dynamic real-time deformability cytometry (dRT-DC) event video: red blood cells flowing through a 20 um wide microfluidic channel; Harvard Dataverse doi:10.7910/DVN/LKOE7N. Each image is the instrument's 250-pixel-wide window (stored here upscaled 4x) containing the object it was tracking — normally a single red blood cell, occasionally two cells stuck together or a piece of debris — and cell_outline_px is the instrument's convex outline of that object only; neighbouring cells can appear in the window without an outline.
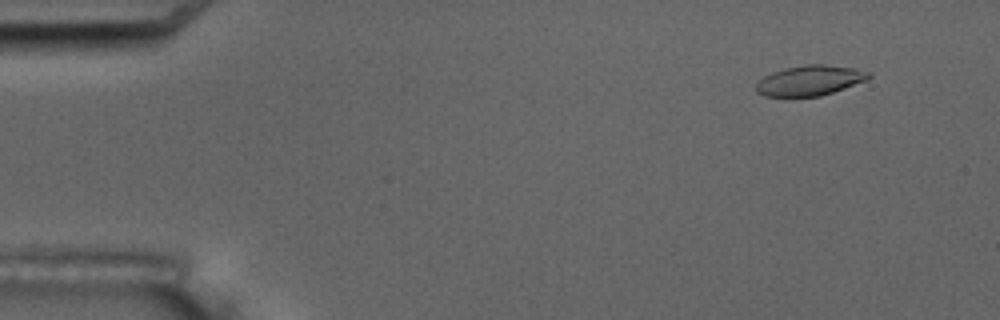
{"species": "common noctule bat (a hibernating species)", "species_latin": "Nyctalus noctula", "temperature_condition": "room temperature", "stored_images_in_passage": 4, "camera_frame_rate_fps": 3000, "um_per_image_px": 0.085, "animal": {"sex": "male", "body_mass_g": 17.5, "forearm_length_mm": 52.3}, "frame": {"image": 1, "passage_image": 1, "time_ms": 0.0, "image_size_px": [1000, 320], "cell_outline_px": [[872, 76], [864, 80], [844, 88], [820, 96], [764, 96], [756, 92], [756, 84], [764, 76], [772, 72], [784, 68], [804, 64], [820, 64], [856, 68], [872, 72]], "centroid_in_image_um": [68.83, 6.83], "position_along_channel_um": 16.2, "area_um2": 19.71}}
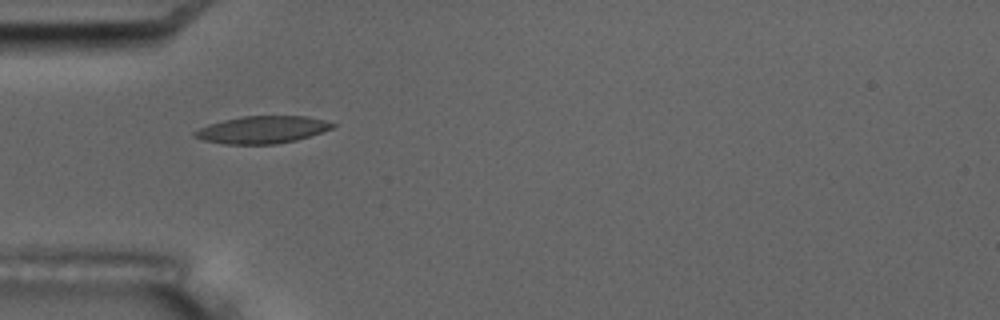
{"frame": {"image": 2, "passage_image": 4, "time_ms": 4.333, "image_size_px": [1000, 320], "cell_outline_px": [[336, 124], [332, 128], [296, 140], [276, 144], [224, 144], [204, 140], [192, 136], [192, 132], [208, 124], [240, 116], [304, 116], [324, 120]], "centroid_in_image_um": [22.24, 11.02], "position_along_channel_um": 62.8, "area_um2": 21.79}}